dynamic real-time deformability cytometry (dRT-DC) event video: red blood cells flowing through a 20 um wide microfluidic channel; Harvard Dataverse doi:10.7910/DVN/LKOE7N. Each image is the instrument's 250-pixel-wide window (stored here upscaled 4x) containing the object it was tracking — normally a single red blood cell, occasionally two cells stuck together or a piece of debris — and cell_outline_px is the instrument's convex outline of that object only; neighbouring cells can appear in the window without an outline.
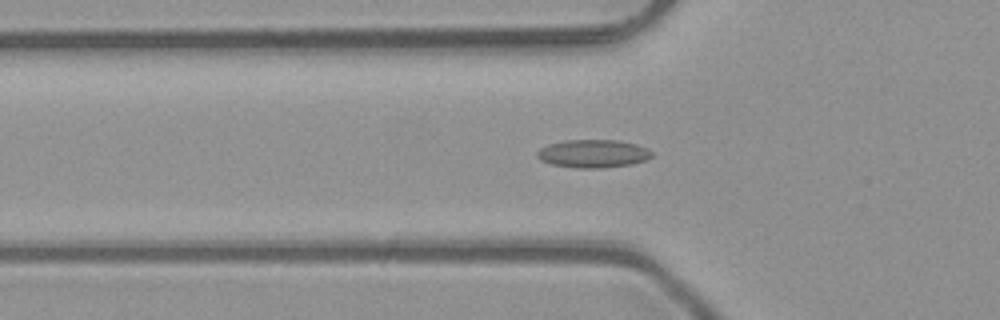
{"species": "common noctule bat (a hibernating species)", "species_latin": "Nyctalus noctula", "temperature_condition": "room temperature", "stored_images_in_passage": 47, "camera_frame_rate_fps": 3000, "um_per_image_px": 0.085, "animal": {"sex": "male", "body_mass_g": 23.1, "forearm_length_mm": 52.7}, "frame": {"image": 1, "passage_image": 17, "time_ms": 5.333, "image_size_px": [1000, 320], "cell_outline_px": [[652, 156], [644, 160], [632, 164], [600, 168], [576, 168], [552, 164], [540, 160], [536, 156], [536, 152], [540, 148], [548, 144], [564, 140], [620, 140], [636, 144], [648, 148], [652, 152]], "centroid_in_image_um": [50.4, 13.05], "position_along_channel_um": 75.4, "area_um2": 18.84}}
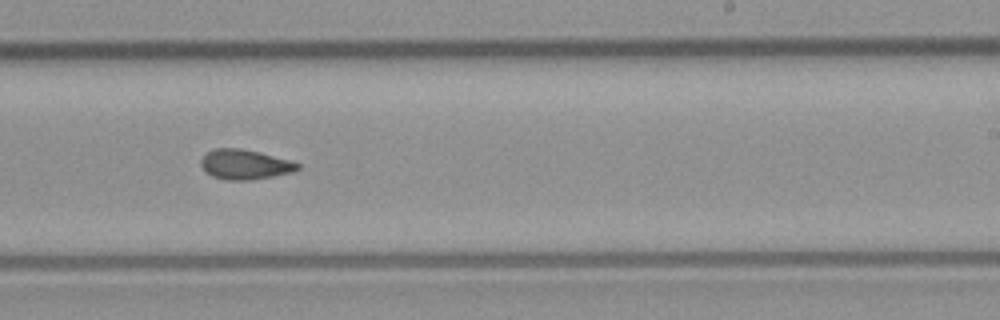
{"frame": {"image": 2, "passage_image": 31, "time_ms": 10.0, "image_size_px": [1000, 320], "cell_outline_px": [[300, 168], [292, 172], [252, 180], [224, 180], [212, 176], [204, 172], [200, 164], [200, 160], [208, 152], [216, 148], [236, 148], [256, 152], [288, 160], [300, 164]], "centroid_in_image_um": [20.76, 14.0], "position_along_channel_um": 268.2, "area_um2": 16.59}}
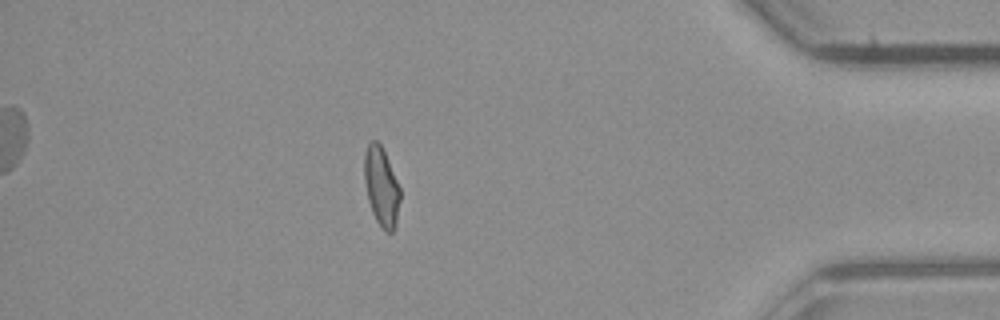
{"frame": {"image": 3, "passage_image": 44, "time_ms": 14.333, "image_size_px": [1000, 320], "cell_outline_px": [[400, 200], [396, 224], [392, 232], [384, 232], [376, 220], [372, 212], [368, 200], [364, 180], [364, 152], [368, 144], [372, 140], [376, 140], [380, 144], [384, 152], [400, 188]], "centroid_in_image_um": [32.4, 15.88], "position_along_channel_um": 402.8, "area_um2": 16.42}}